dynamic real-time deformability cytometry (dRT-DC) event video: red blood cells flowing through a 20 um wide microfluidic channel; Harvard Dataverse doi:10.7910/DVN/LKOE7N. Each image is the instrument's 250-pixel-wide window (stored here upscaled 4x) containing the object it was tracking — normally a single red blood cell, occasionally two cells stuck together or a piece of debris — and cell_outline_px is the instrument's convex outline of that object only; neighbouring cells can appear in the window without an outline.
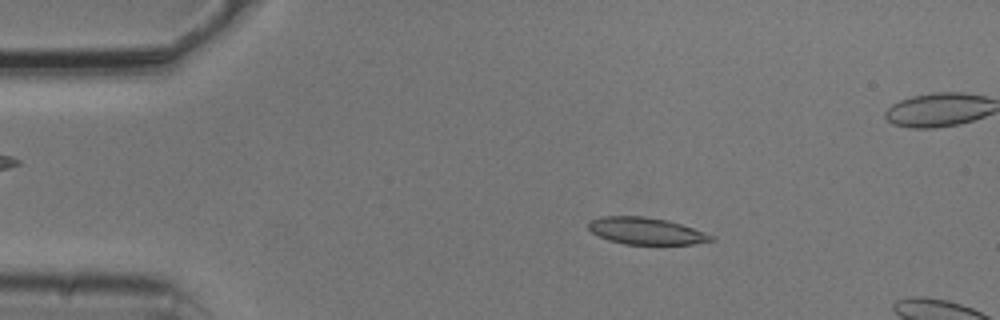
{"species": "common noctule bat (a hibernating species)", "species_latin": "Nyctalus noctula", "temperature_condition": "cold", "stored_images_in_passage": 15, "camera_frame_rate_fps": 3000, "um_per_image_px": 0.085, "animal": {"sex": "male", "body_mass_g": 20.5, "forearm_length_mm": 52.5}, "frame": {"image": 1, "passage_image": 9, "time_ms": 2.667, "image_size_px": [1000, 320], "cell_outline_px": [[716, 240], [692, 244], [624, 244], [608, 240], [592, 232], [588, 228], [588, 220], [600, 216], [644, 216], [668, 220], [716, 236]], "centroid_in_image_um": [54.9, 19.63], "position_along_channel_um": 30.1, "area_um2": 19.31}}